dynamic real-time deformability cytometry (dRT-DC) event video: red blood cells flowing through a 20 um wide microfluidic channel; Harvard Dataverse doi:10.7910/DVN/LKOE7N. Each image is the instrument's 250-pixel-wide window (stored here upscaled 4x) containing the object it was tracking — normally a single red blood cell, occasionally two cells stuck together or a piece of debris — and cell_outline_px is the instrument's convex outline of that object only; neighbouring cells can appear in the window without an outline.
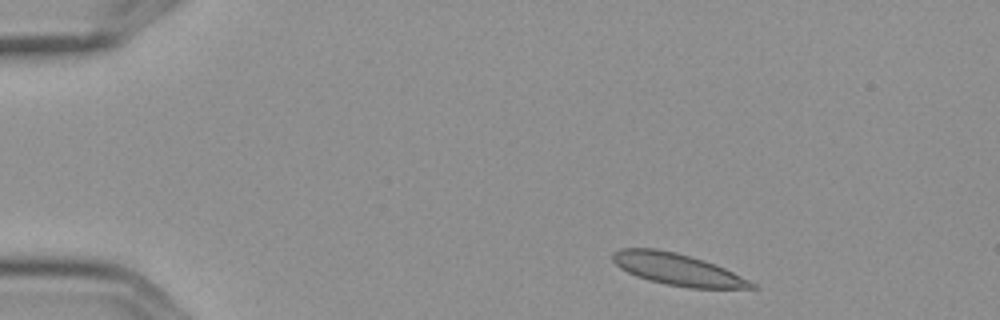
{"species": "Egyptian fruit bat (a non-hibernating species)", "species_latin": "Rousettus aegyptiacus", "temperature_condition": "cold", "stored_images_in_passage": 5, "camera_frame_rate_fps": 3000, "um_per_image_px": 0.085, "frame": {"image": 1, "passage_image": 1, "time_ms": 0.0, "image_size_px": [1000, 320], "cell_outline_px": [[760, 288], [688, 288], [664, 284], [648, 280], [636, 276], [620, 268], [612, 260], [612, 252], [620, 248], [656, 248], [676, 252], [704, 260], [716, 264], [756, 284]], "centroid_in_image_um": [57.55, 22.89], "position_along_channel_um": 27.4, "area_um2": 25.78}}
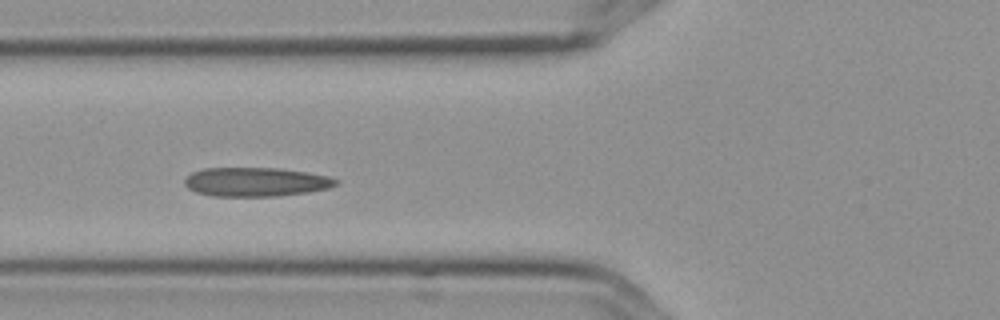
{"frame": {"image": 2, "passage_image": 4, "time_ms": 1.0, "image_size_px": [1000, 320], "cell_outline_px": [[340, 180], [336, 184], [328, 188], [308, 192], [276, 196], [212, 196], [196, 192], [188, 188], [184, 184], [184, 180], [192, 172], [204, 168], [276, 168], [308, 172], [328, 176]], "centroid_in_image_um": [21.74, 15.46], "position_along_channel_um": 104.1, "area_um2": 25.55}}
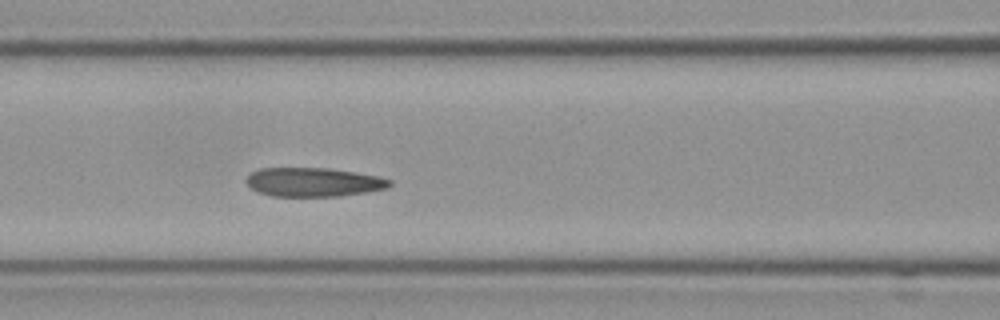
{"frame": {"image": 3, "passage_image": 5, "time_ms": 1.333, "image_size_px": [1000, 320], "cell_outline_px": [[392, 184], [388, 188], [368, 192], [340, 196], [272, 196], [256, 192], [244, 180], [248, 172], [260, 168], [328, 168], [356, 172], [380, 176], [392, 180]], "centroid_in_image_um": [26.64, 15.47], "position_along_channel_um": 140.0, "area_um2": 24.57}}